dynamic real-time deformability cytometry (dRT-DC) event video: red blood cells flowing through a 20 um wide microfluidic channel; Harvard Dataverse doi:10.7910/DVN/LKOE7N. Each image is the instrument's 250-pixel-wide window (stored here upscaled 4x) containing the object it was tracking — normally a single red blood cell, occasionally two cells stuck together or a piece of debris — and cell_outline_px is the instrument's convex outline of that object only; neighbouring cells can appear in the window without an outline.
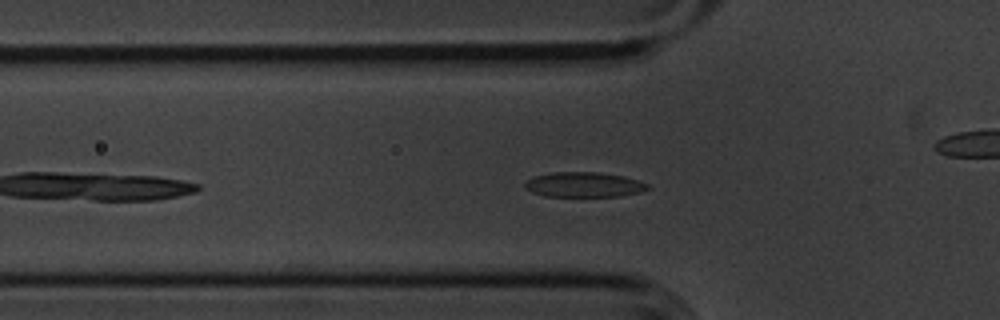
{"species": "common noctule bat (a hibernating species)", "species_latin": "Nyctalus noctula", "temperature_condition": "cold", "stored_images_in_passage": 38, "camera_frame_rate_fps": 3000, "um_per_image_px": 0.085, "animal": {"sex": "male", "body_mass_g": 20.1, "forearm_length_mm": 53.5}, "frame": {"image": 1, "passage_image": 7, "time_ms": 2.0, "image_size_px": [1000, 320], "cell_outline_px": [[652, 188], [640, 192], [620, 196], [544, 196], [532, 192], [524, 188], [524, 184], [528, 180], [536, 176], [552, 172], [600, 172], [624, 176], [648, 184]], "centroid_in_image_um": [49.65, 15.69], "position_along_channel_um": 76.2, "area_um2": 17.86}}
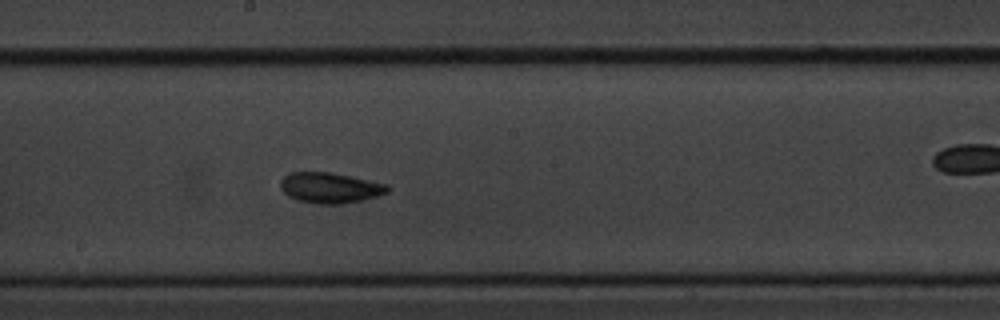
{"frame": {"image": 2, "passage_image": 19, "time_ms": 6.0, "image_size_px": [1000, 320], "cell_outline_px": [[392, 188], [388, 192], [376, 196], [360, 200], [340, 204], [316, 204], [300, 200], [288, 196], [280, 188], [280, 180], [288, 172], [332, 172], [388, 184]], "centroid_in_image_um": [28.05, 15.95], "position_along_channel_um": 220.1, "area_um2": 19.13}}
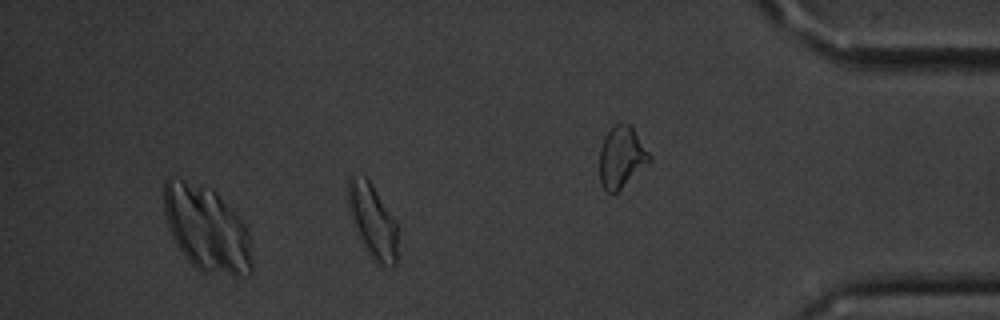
{"frame": {"image": 3, "passage_image": 38, "time_ms": 12.333, "image_size_px": [1000, 320], "cell_outline_px": [[396, 264], [392, 268], [376, 264], [372, 260], [360, 240], [352, 224], [348, 204], [348, 176], [364, 176], [372, 184], [396, 220]], "centroid_in_image_um": [31.66, 18.81], "position_along_channel_um": 403.5, "area_um2": 21.5}, "authors_computed_cell_mechanics": {"area_um2": 18.3804, "velocity_mm_per_s": 3.5803, "shape_relaxation_time_tau1_ms": 2.731, "shape_relaxation_time_tau2_ms": 3.7628, "deformation_change_tau1": 0.094, "deformation_change_tau2": 0.0685}}